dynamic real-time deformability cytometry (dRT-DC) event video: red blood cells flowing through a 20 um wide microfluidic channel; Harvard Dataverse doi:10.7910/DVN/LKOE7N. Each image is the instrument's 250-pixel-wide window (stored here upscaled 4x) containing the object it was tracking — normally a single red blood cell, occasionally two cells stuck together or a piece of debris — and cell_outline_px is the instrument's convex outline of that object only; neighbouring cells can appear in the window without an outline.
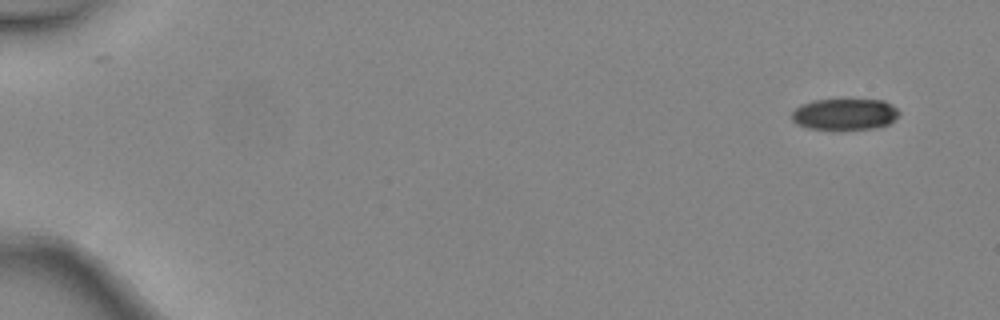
{"species": "common noctule bat (a hibernating species)", "species_latin": "Nyctalus noctula", "temperature_condition": "warm", "stored_images_in_passage": 6, "camera_frame_rate_fps": 3000, "um_per_image_px": 0.085, "animal": {"sex": "female", "body_mass_g": 24.6, "forearm_length_mm": 56.2}, "frame": {"image": 1, "passage_image": 1, "time_ms": 0.0, "image_size_px": [1000, 320], "cell_outline_px": [[900, 112], [888, 124], [876, 128], [808, 128], [796, 124], [792, 120], [792, 112], [800, 104], [812, 100], [884, 100], [892, 104]], "centroid_in_image_um": [71.78, 9.69], "position_along_channel_um": 13.2, "area_um2": 19.25}}
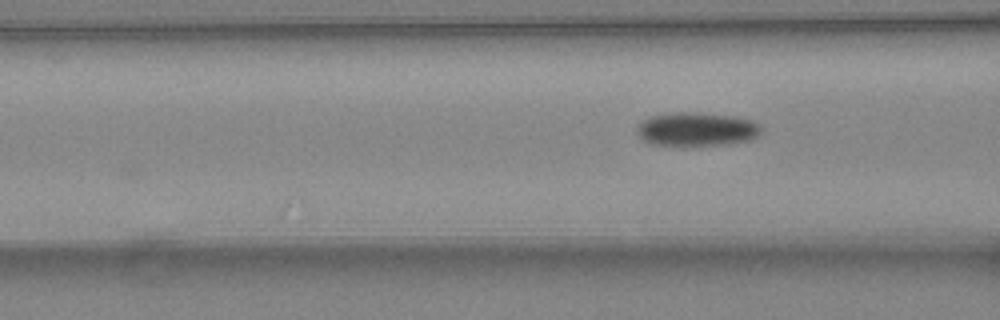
{"frame": {"image": 2, "passage_image": 6, "time_ms": 1.667, "image_size_px": [1000, 320], "cell_outline_px": [[760, 132], [756, 136], [748, 140], [728, 144], [684, 148], [648, 144], [636, 132], [636, 128], [644, 120], [652, 116], [676, 112], [696, 112], [732, 116], [752, 120], [760, 124]], "centroid_in_image_um": [59.18, 11.03], "position_along_channel_um": 107.4, "area_um2": 25.03}}